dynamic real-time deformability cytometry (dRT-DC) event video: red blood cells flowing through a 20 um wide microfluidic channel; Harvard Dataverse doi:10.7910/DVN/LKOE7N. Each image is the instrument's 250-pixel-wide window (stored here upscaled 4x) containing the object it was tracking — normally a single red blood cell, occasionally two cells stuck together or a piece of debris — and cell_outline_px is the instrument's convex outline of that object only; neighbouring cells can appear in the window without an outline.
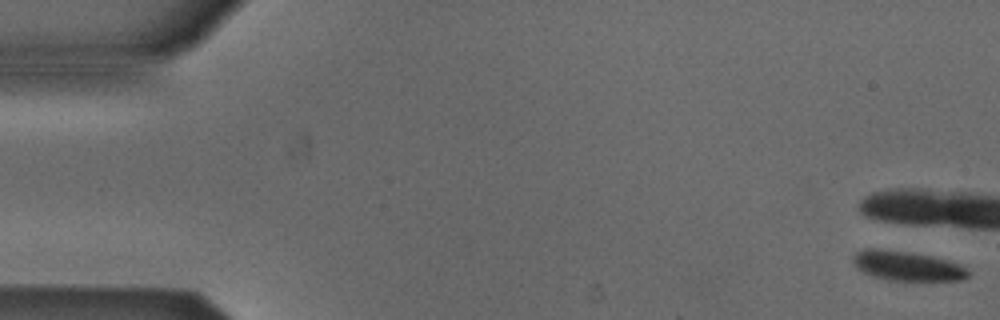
{"species": "Egyptian fruit bat (a non-hibernating species)", "species_latin": "Rousettus aegyptiacus", "temperature_condition": "cold", "stored_images_in_passage": 7, "camera_frame_rate_fps": 3000, "um_per_image_px": 0.085, "animal": {"sex": "male"}, "frame": {"image": 1, "passage_image": 1, "time_ms": 0.0, "image_size_px": [1000, 320], "cell_outline_px": [[968, 276], [960, 280], [888, 280], [872, 276], [856, 268], [852, 260], [852, 256], [856, 252], [864, 248], [876, 248], [912, 252], [960, 264], [968, 272]], "centroid_in_image_um": [77.01, 22.59], "position_along_channel_um": 8.0, "area_um2": 19.65}}